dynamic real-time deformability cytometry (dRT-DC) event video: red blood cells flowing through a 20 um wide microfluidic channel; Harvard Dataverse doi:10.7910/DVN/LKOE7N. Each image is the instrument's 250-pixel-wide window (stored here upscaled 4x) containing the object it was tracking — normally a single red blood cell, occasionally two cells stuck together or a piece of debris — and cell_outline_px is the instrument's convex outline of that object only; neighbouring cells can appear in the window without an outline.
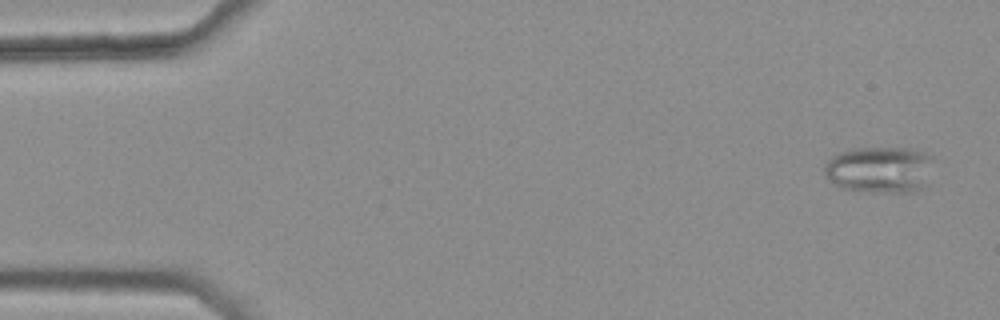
{"species": "common noctule bat (a hibernating species)", "species_latin": "Nyctalus noctula", "temperature_condition": "warm", "stored_images_in_passage": 45, "camera_frame_rate_fps": 3000, "um_per_image_px": 0.085, "animal": {"sex": "female", "body_mass_g": 25.1}, "frame": {"image": 1, "passage_image": 1, "time_ms": 0.0, "image_size_px": [1000, 320], "cell_outline_px": [[932, 156], [924, 184], [920, 188], [912, 192], [892, 192], [840, 188], [828, 180], [824, 172], [824, 164], [832, 156], [840, 152], [852, 148], [908, 148], [924, 152]], "centroid_in_image_um": [74.7, 14.39], "position_along_channel_um": 10.3, "area_um2": 29.07}}
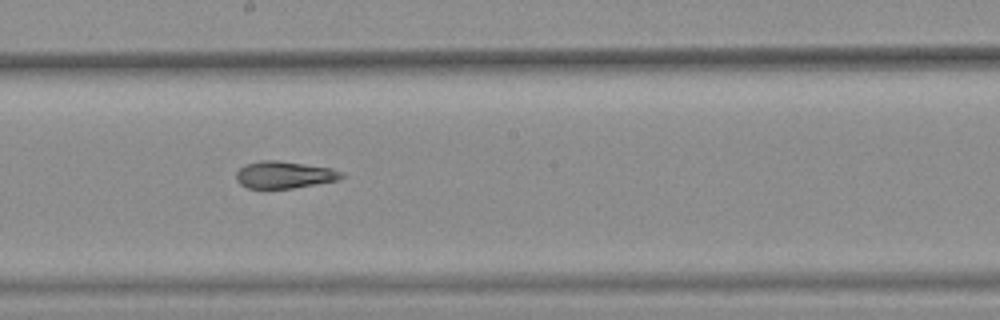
{"frame": {"image": 2, "passage_image": 28, "time_ms": 9.0, "image_size_px": [1000, 320], "cell_outline_px": [[344, 176], [336, 180], [292, 188], [248, 188], [240, 184], [236, 180], [236, 172], [244, 164], [260, 160], [276, 160], [332, 168], [340, 172]], "centroid_in_image_um": [24.1, 14.85], "position_along_channel_um": 224.1, "area_um2": 16.42}}
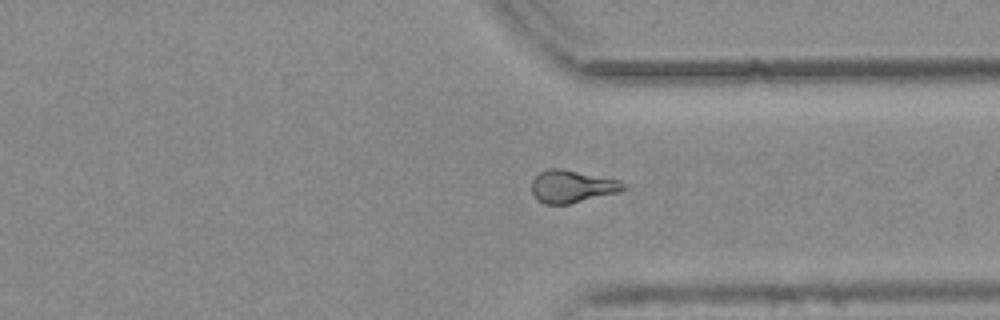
{"frame": {"image": 3, "passage_image": 39, "time_ms": 12.667, "image_size_px": [1000, 320], "cell_outline_px": [[628, 188], [620, 192], [568, 204], [544, 204], [536, 200], [532, 192], [532, 180], [540, 172], [548, 168], [560, 168], [620, 180], [628, 184]], "centroid_in_image_um": [48.65, 15.85], "position_along_channel_um": 362.7, "area_um2": 17.57}, "authors_computed_cell_mechanics": {"area_um2": 17.3978, "velocity_mm_per_s": 3.7763, "shape_relaxation_time_tau1_ms": null, "shape_relaxation_time_tau2_ms": 2.7717, "deformation_change_tau1": null, "deformation_change_tau2": 0.1102}}